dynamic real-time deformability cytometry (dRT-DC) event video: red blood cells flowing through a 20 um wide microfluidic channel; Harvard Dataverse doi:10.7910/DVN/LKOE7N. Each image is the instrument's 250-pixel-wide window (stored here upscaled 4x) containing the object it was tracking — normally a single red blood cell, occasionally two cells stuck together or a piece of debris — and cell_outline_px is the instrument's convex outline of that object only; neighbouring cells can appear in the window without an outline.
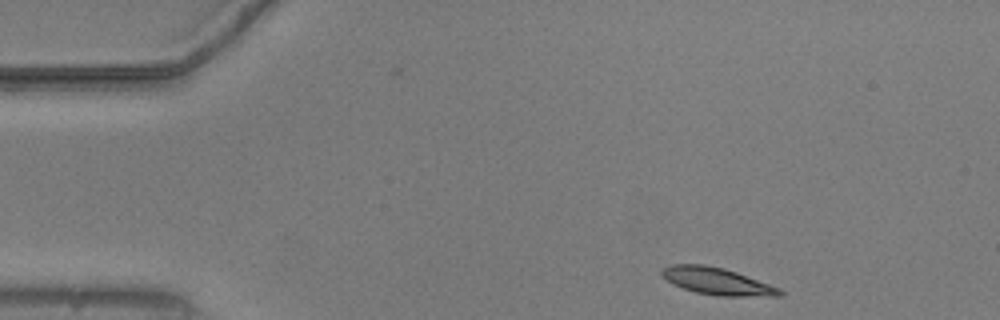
{"species": "common noctule bat (a hibernating species)", "species_latin": "Nyctalus noctula", "temperature_condition": "warm", "stored_images_in_passage": 47, "camera_frame_rate_fps": 3000, "um_per_image_px": 0.085, "animal": {"sex": "male", "body_mass_g": 20.5, "forearm_length_mm": 52.5}, "frame": {"image": 1, "passage_image": 1, "time_ms": 0.0, "image_size_px": [1000, 320], "cell_outline_px": [[784, 296], [716, 296], [696, 292], [684, 288], [668, 280], [660, 272], [664, 268], [672, 264], [704, 264], [724, 268], [736, 272], [780, 288], [784, 292]], "centroid_in_image_um": [61.01, 23.91], "position_along_channel_um": 24.0, "area_um2": 18.38}}
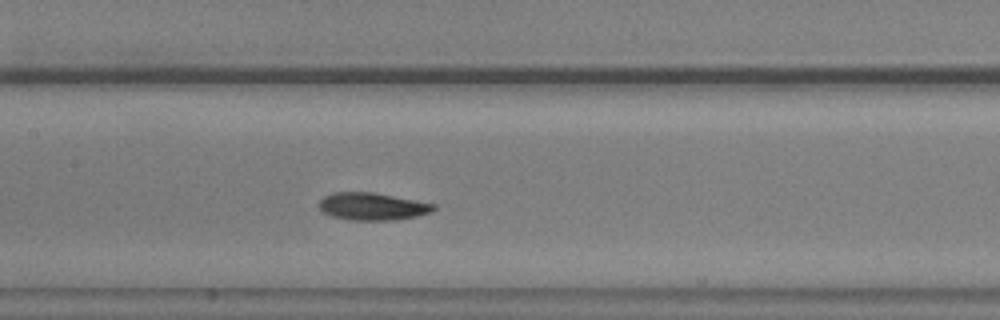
{"frame": {"image": 2, "passage_image": 19, "time_ms": 6.0, "image_size_px": [1000, 320], "cell_outline_px": [[436, 208], [432, 212], [416, 216], [396, 220], [348, 220], [332, 216], [324, 212], [320, 208], [320, 200], [324, 196], [332, 192], [372, 192], [436, 204]], "centroid_in_image_um": [31.66, 17.55], "position_along_channel_um": 175.7, "area_um2": 18.26}}
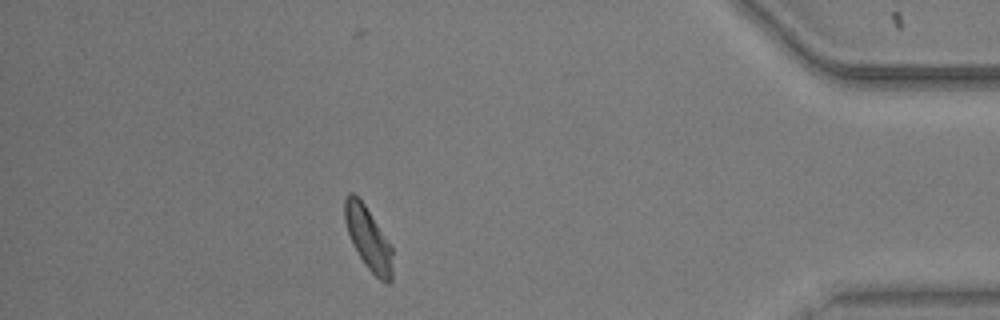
{"frame": {"image": 3, "passage_image": 41, "time_ms": 13.333, "image_size_px": [1000, 320], "cell_outline_px": [[392, 280], [388, 284], [380, 280], [364, 264], [348, 232], [344, 220], [344, 200], [348, 192], [352, 192], [364, 204], [392, 248]], "centroid_in_image_um": [31.3, 20.27], "position_along_channel_um": 403.9, "area_um2": 16.99}, "authors_computed_cell_mechanics": {"area_um2": 18.0914, "velocity_mm_per_s": 3.7342, "shape_relaxation_time_tau1_ms": 2.3889, "shape_relaxation_time_tau2_ms": 4.3421, "deformation_change_tau1": 0.127, "deformation_change_tau2": 0.0944}}